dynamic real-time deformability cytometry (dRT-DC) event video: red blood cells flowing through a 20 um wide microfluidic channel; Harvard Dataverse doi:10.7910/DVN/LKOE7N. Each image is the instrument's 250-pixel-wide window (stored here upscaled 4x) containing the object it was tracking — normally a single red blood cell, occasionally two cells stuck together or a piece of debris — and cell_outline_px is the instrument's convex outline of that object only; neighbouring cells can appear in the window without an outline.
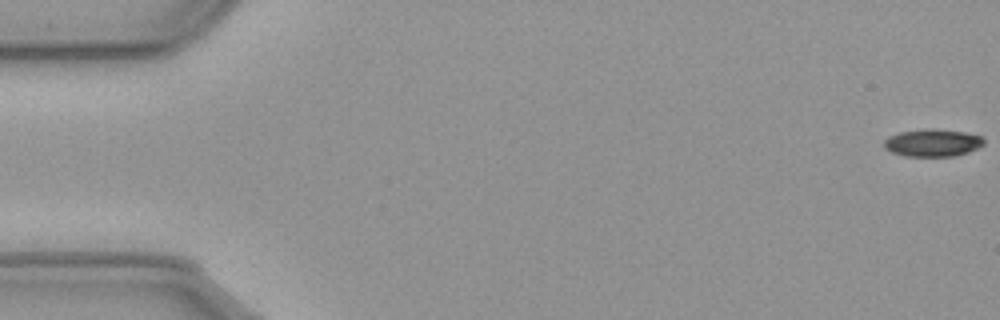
{"species": "common noctule bat (a hibernating species)", "species_latin": "Nyctalus noctula", "temperature_condition": "cold", "stored_images_in_passage": 58, "camera_frame_rate_fps": 3000, "um_per_image_px": 0.085, "animal": {"sex": "male", "body_mass_g": 23.1, "forearm_length_mm": 52.7}, "frame": {"image": 1, "passage_image": 1, "time_ms": 0.0, "image_size_px": [1000, 320], "cell_outline_px": [[984, 144], [968, 152], [956, 156], [904, 156], [892, 152], [884, 148], [884, 140], [888, 136], [900, 132], [932, 128], [964, 132], [980, 136], [984, 140]], "centroid_in_image_um": [79.25, 12.14], "position_along_channel_um": 5.8, "area_um2": 15.9}}
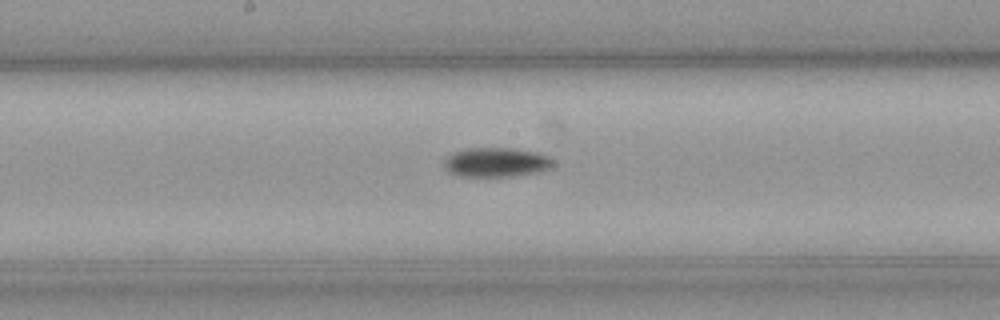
{"frame": {"image": 2, "passage_image": 30, "time_ms": 9.667, "image_size_px": [1000, 320], "cell_outline_px": [[552, 168], [540, 172], [516, 176], [460, 176], [448, 172], [444, 168], [444, 164], [448, 156], [456, 152], [468, 148], [508, 148], [536, 152], [548, 156], [552, 160]], "centroid_in_image_um": [42.2, 13.81], "position_along_channel_um": 206.0, "area_um2": 18.55}}
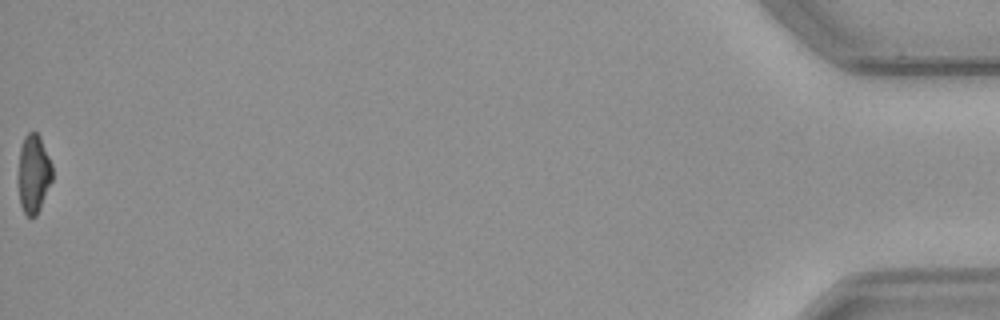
{"frame": {"image": 3, "passage_image": 58, "time_ms": 19.0, "image_size_px": [1000, 320], "cell_outline_px": [[52, 180], [40, 208], [36, 216], [28, 216], [24, 212], [20, 204], [16, 176], [20, 148], [24, 136], [28, 132], [36, 132], [40, 136], [52, 164]], "centroid_in_image_um": [2.82, 14.76], "position_along_channel_um": 432.4, "area_um2": 15.95}, "authors_computed_cell_mechanics": {"area_um2": 17.2244, "velocity_mm_per_s": 3.604, "shape_relaxation_time_tau1_ms": 4.221, "shape_relaxation_time_tau2_ms": null, "deformation_change_tau1": 0.1316, "deformation_change_tau2": null}}